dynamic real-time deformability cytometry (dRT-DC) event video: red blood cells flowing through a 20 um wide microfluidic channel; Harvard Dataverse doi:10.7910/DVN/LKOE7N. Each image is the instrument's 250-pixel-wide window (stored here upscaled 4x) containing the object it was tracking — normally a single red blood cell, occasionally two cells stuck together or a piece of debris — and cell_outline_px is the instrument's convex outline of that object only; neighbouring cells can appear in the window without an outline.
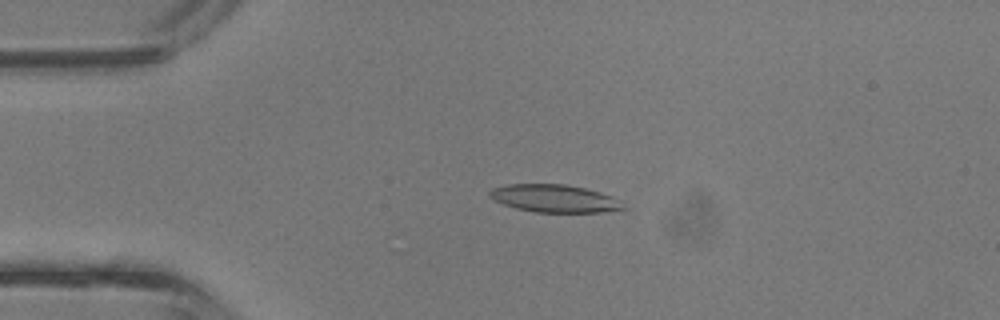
{"species": "common noctule bat (a hibernating species)", "species_latin": "Nyctalus noctula", "temperature_condition": "room temperature", "stored_images_in_passage": 43, "camera_frame_rate_fps": 3000, "um_per_image_px": 0.085, "animal": {"sex": "male", "body_mass_g": 13.3}, "frame": {"image": 1, "passage_image": 10, "time_ms": 3.0, "image_size_px": [1000, 320], "cell_outline_px": [[628, 208], [604, 212], [536, 212], [516, 208], [504, 204], [488, 196], [488, 192], [492, 188], [508, 184], [564, 184], [584, 188], [600, 192], [608, 196]], "centroid_in_image_um": [47.08, 16.87], "position_along_channel_um": 37.9, "area_um2": 21.21}}
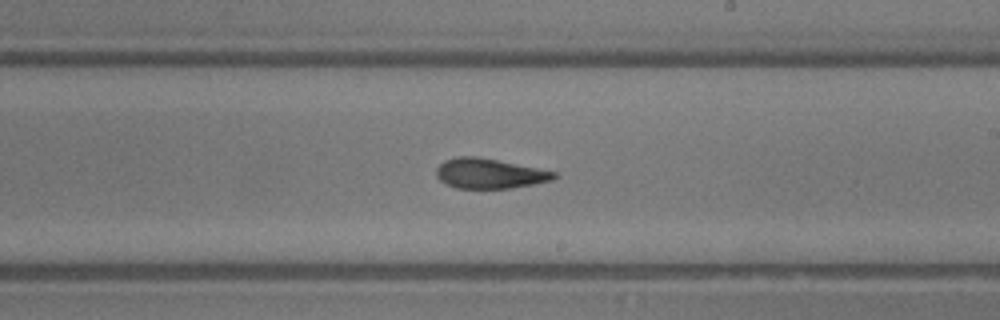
{"frame": {"image": 2, "passage_image": 25, "time_ms": 8.0, "image_size_px": [1000, 320], "cell_outline_px": [[560, 176], [552, 180], [512, 188], [456, 188], [440, 180], [436, 176], [436, 168], [444, 160], [460, 156], [472, 156], [496, 160], [556, 172]], "centroid_in_image_um": [41.59, 14.75], "position_along_channel_um": 247.4, "area_um2": 20.29}}
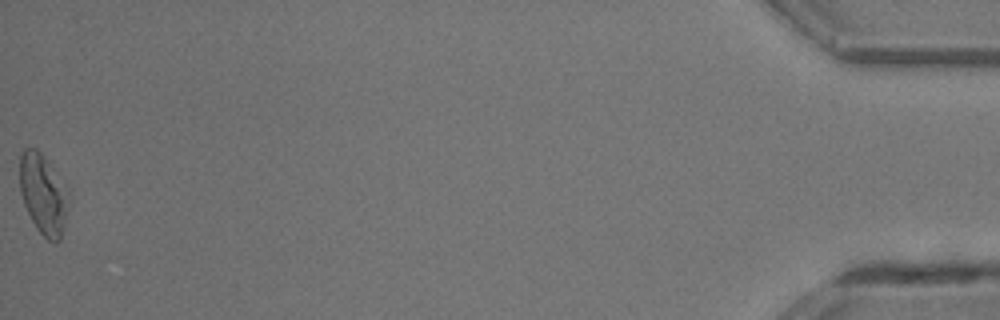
{"frame": {"image": 3, "passage_image": 43, "time_ms": 14.0, "image_size_px": [1000, 320], "cell_outline_px": [[68, 204], [64, 224], [60, 240], [56, 244], [48, 240], [36, 228], [24, 204], [20, 192], [20, 156], [24, 148], [36, 148], [40, 152], [68, 188]], "centroid_in_image_um": [3.67, 16.51], "position_along_channel_um": 431.5, "area_um2": 22.66}, "authors_computed_cell_mechanics": {"area_um2": 21.2126, "velocity_mm_per_s": 4.8251, "shape_relaxation_time_tau1_ms": 9.37, "shape_relaxation_time_tau2_ms": 1.5394, "deformation_change_tau1": 0.2935, "deformation_change_tau2": 0.1001}}